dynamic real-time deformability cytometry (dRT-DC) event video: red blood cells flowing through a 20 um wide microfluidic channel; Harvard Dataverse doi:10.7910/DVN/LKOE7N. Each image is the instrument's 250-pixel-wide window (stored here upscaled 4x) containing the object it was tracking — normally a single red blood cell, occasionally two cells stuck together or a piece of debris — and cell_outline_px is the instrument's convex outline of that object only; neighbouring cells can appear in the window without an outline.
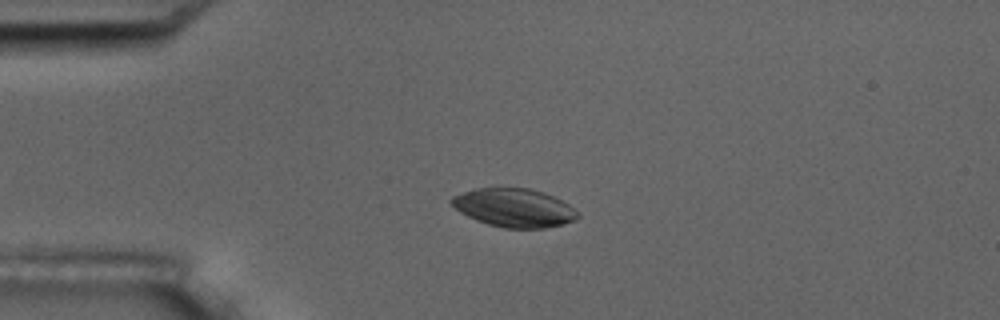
{"species": "common noctule bat (a hibernating species)", "species_latin": "Nyctalus noctula", "temperature_condition": "room temperature", "stored_images_in_passage": 5, "camera_frame_rate_fps": 3000, "um_per_image_px": 0.085, "animal": {"sex": "male", "body_mass_g": 17.5, "forearm_length_mm": 52.3}, "frame": {"image": 1, "passage_image": 3, "time_ms": 3.0, "image_size_px": [1000, 320], "cell_outline_px": [[580, 216], [576, 220], [564, 224], [544, 228], [504, 228], [488, 224], [476, 220], [460, 212], [448, 200], [452, 196], [476, 188], [528, 188], [544, 192], [568, 204], [580, 212]], "centroid_in_image_um": [43.72, 17.67], "position_along_channel_um": 41.3, "area_um2": 28.32}}